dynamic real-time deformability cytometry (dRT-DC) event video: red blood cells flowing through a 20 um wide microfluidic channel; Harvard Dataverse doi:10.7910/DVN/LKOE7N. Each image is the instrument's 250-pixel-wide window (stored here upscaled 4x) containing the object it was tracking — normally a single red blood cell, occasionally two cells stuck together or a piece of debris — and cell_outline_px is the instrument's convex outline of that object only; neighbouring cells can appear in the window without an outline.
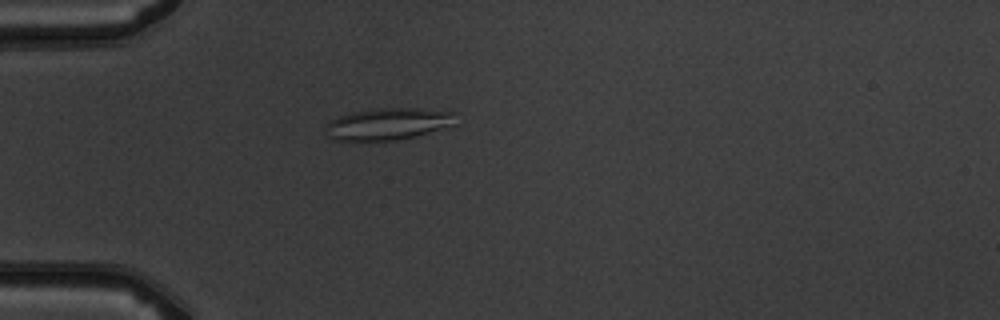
{"species": "common noctule bat (a hibernating species)", "species_latin": "Nyctalus noctula", "temperature_condition": "warm", "stored_images_in_passage": 5, "camera_frame_rate_fps": 3000, "um_per_image_px": 0.085, "animal": {"sex": "male", "body_mass_g": 19.5, "forearm_length_mm": 54.6}, "frame": {"image": 1, "passage_image": 5, "time_ms": 4.667, "image_size_px": [1000, 320], "cell_outline_px": [[456, 112], [452, 124], [416, 136], [396, 140], [332, 140], [328, 136], [324, 128], [324, 124], [328, 120], [352, 112], [376, 108], [416, 108]], "centroid_in_image_um": [32.89, 10.52], "position_along_channel_um": 52.1, "area_um2": 23.99}}